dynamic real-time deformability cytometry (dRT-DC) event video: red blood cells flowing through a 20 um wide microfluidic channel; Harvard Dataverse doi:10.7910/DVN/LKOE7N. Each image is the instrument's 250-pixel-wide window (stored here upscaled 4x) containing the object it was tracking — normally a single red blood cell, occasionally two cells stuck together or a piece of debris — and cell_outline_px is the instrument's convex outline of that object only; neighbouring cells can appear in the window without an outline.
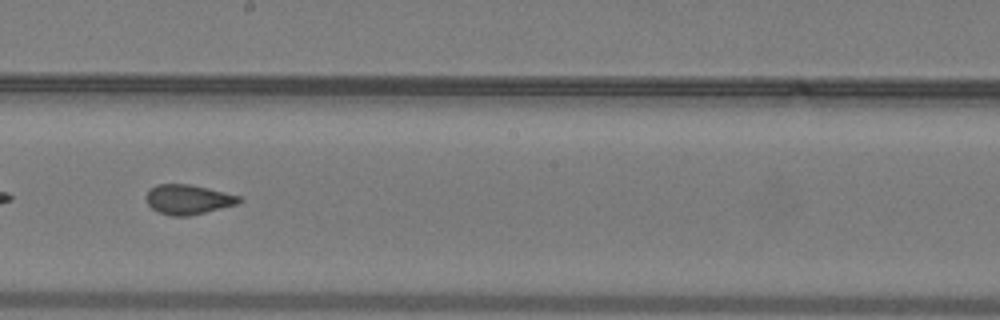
{"species": "common noctule bat (a hibernating species)", "species_latin": "Nyctalus noctula", "temperature_condition": "warm", "stored_images_in_passage": 39, "camera_frame_rate_fps": 3000, "um_per_image_px": 0.085, "animal": {"sex": "male", "body_mass_g": 19.2, "forearm_length_mm": 51.8}, "frame": {"image": 1, "passage_image": 17, "time_ms": 5.333, "image_size_px": [1000, 320], "cell_outline_px": [[244, 200], [236, 204], [188, 216], [172, 216], [160, 212], [152, 208], [148, 204], [144, 196], [156, 184], [188, 184], [208, 188], [240, 196]], "centroid_in_image_um": [15.98, 16.94], "position_along_channel_um": 232.2, "area_um2": 15.9}}
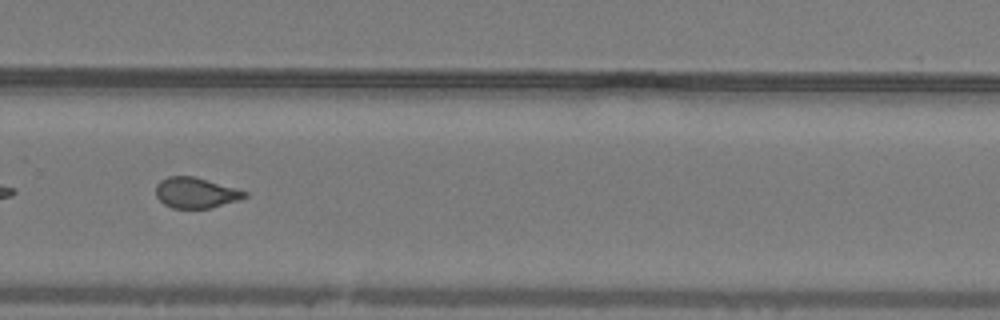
{"frame": {"image": 2, "passage_image": 23, "time_ms": 7.333, "image_size_px": [1000, 320], "cell_outline_px": [[248, 196], [212, 208], [172, 208], [164, 204], [156, 196], [156, 184], [160, 180], [168, 176], [192, 176], [236, 188], [248, 192]], "centroid_in_image_um": [16.61, 16.38], "position_along_channel_um": 313.2, "area_um2": 15.72}, "authors_computed_cell_mechanics": {"area_um2": 16.2996, "velocity_mm_per_s": 4.0724, "shape_relaxation_time_tau1_ms": null, "shape_relaxation_time_tau2_ms": 0.7221, "deformation_change_tau1": null, "deformation_change_tau2": 0.0488}}